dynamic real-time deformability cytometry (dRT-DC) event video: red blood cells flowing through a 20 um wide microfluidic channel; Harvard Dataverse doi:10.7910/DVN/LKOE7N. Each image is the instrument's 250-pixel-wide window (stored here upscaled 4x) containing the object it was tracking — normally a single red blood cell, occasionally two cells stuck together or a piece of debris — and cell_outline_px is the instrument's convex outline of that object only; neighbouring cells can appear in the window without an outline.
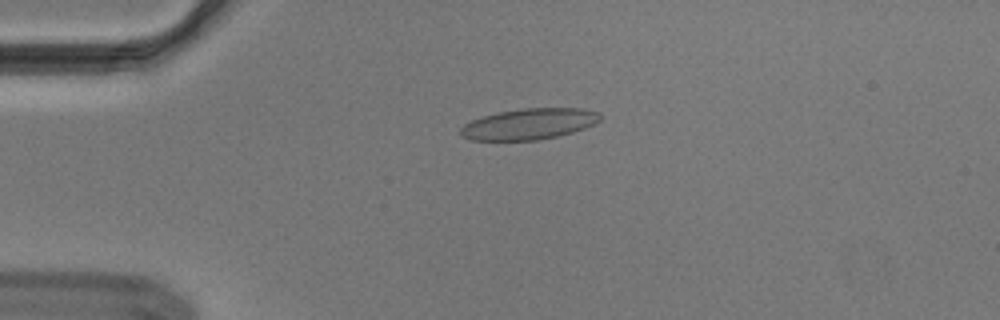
{"species": "Egyptian fruit bat (a non-hibernating species)", "species_latin": "Rousettus aegyptiacus", "temperature_condition": "cold", "stored_images_in_passage": 54, "camera_frame_rate_fps": 3000, "um_per_image_px": 0.085, "animal": {"sex": "male"}, "frame": {"image": 1, "passage_image": 13, "time_ms": 4.0, "image_size_px": [1000, 320], "cell_outline_px": [[600, 120], [584, 128], [572, 132], [556, 136], [536, 140], [468, 140], [460, 136], [460, 128], [464, 124], [472, 120], [484, 116], [500, 112], [524, 108], [580, 108], [600, 112]], "centroid_in_image_um": [44.94, 10.54], "position_along_channel_um": 40.1, "area_um2": 25.03}}
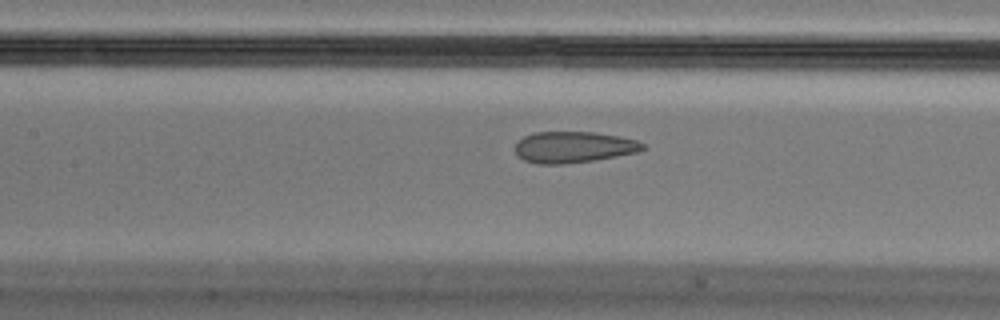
{"frame": {"image": 2, "passage_image": 25, "time_ms": 8.0, "image_size_px": [1000, 320], "cell_outline_px": [[644, 148], [636, 152], [616, 156], [592, 160], [564, 164], [536, 164], [524, 160], [516, 156], [516, 144], [524, 136], [536, 132], [596, 132], [620, 136], [636, 140], [644, 144]], "centroid_in_image_um": [48.73, 12.5], "position_along_channel_um": 158.7, "area_um2": 23.12}}
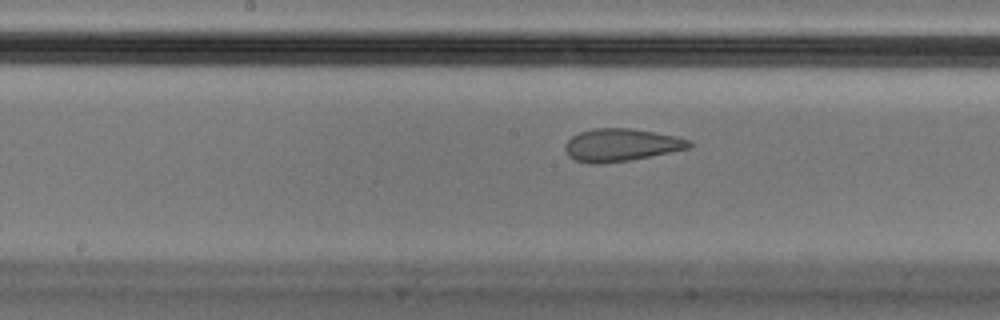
{"frame": {"image": 3, "passage_image": 28, "time_ms": 9.0, "image_size_px": [1000, 320], "cell_outline_px": [[692, 144], [688, 148], [628, 160], [600, 164], [588, 164], [576, 160], [568, 156], [564, 148], [564, 144], [572, 136], [580, 132], [592, 128], [628, 128], [656, 132], [676, 136], [692, 140]], "centroid_in_image_um": [52.75, 12.31], "position_along_channel_um": 195.4, "area_um2": 23.52}}